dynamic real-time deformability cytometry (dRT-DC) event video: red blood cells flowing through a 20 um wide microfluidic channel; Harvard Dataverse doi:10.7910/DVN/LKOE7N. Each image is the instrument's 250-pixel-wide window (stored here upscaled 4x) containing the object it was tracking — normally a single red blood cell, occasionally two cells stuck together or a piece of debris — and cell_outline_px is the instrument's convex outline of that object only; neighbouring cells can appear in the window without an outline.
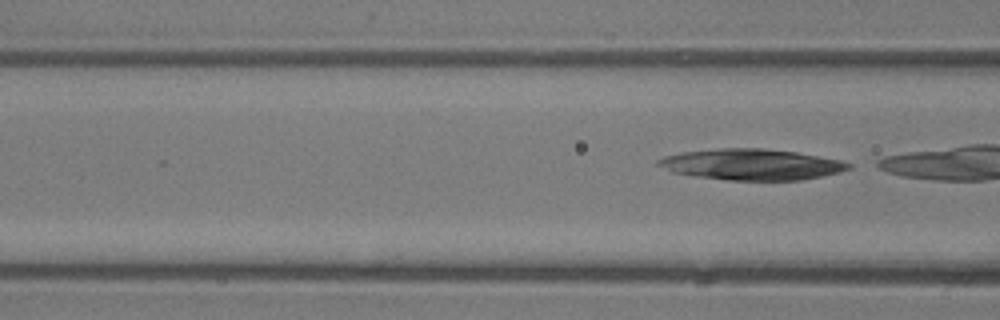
{"species": "common noctule bat (a hibernating species)", "species_latin": "Nyctalus noctula", "temperature_condition": "room temperature", "stored_images_in_passage": 6, "camera_frame_rate_fps": 3000, "um_per_image_px": 0.085, "animal": {"sex": "male", "body_mass_g": 13.3}, "frame": {"image": 1, "passage_image": 6, "time_ms": 1.667, "image_size_px": [1000, 320], "cell_outline_px": [[852, 168], [840, 172], [800, 180], [728, 180], [672, 172], [656, 164], [656, 160], [664, 156], [680, 152], [720, 148], [764, 148], [796, 152], [840, 160], [852, 164]], "centroid_in_image_um": [63.87, 13.97], "position_along_channel_um": 102.7, "area_um2": 34.22}}